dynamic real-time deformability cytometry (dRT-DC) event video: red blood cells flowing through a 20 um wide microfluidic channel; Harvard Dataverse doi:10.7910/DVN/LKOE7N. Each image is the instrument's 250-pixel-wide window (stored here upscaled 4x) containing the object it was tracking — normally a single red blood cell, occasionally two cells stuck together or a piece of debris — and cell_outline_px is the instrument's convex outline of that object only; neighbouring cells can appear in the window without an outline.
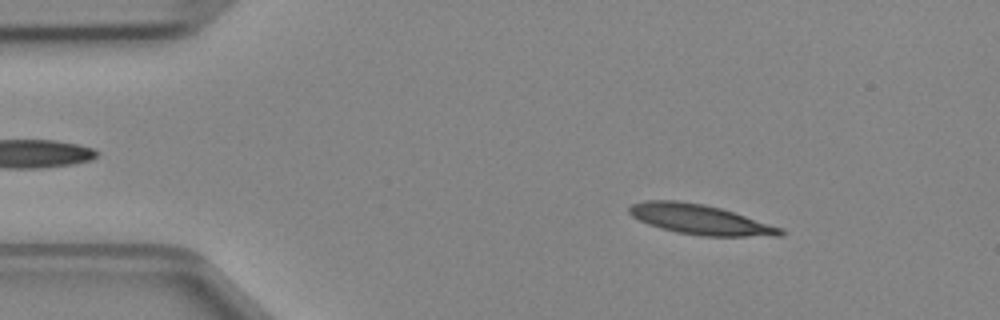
{"species": "Egyptian fruit bat (a non-hibernating species)", "species_latin": "Rousettus aegyptiacus", "temperature_condition": "cold", "stored_images_in_passage": 5, "camera_frame_rate_fps": 3000, "um_per_image_px": 0.085, "animal": {"sex": "female"}, "frame": {"image": 1, "passage_image": 1, "time_ms": 0.0, "image_size_px": [1000, 320], "cell_outline_px": [[784, 236], [704, 236], [676, 232], [660, 228], [648, 224], [632, 216], [628, 212], [628, 208], [632, 204], [644, 200], [676, 200], [704, 204], [720, 208], [784, 228]], "centroid_in_image_um": [59.51, 18.66], "position_along_channel_um": 25.5, "area_um2": 26.36}}
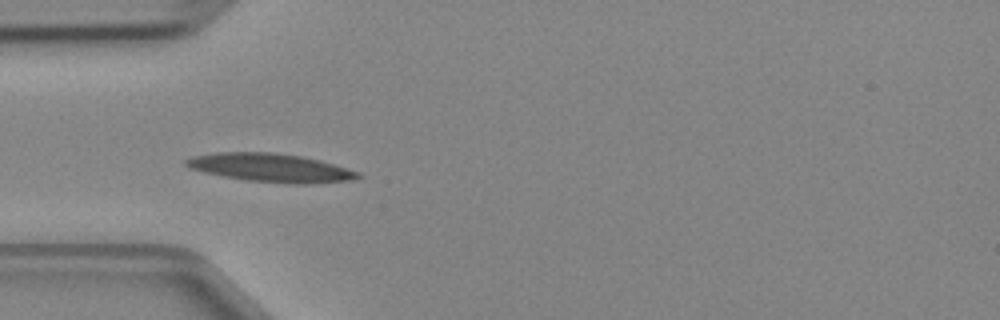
{"frame": {"image": 2, "passage_image": 3, "time_ms": 0.667, "image_size_px": [1000, 320], "cell_outline_px": [[364, 176], [352, 180], [308, 184], [292, 184], [248, 180], [224, 176], [204, 172], [188, 168], [184, 164], [184, 160], [192, 156], [216, 152], [276, 152], [300, 156], [320, 160], [360, 172]], "centroid_in_image_um": [23.01, 14.25], "position_along_channel_um": 62.0, "area_um2": 28.61}}